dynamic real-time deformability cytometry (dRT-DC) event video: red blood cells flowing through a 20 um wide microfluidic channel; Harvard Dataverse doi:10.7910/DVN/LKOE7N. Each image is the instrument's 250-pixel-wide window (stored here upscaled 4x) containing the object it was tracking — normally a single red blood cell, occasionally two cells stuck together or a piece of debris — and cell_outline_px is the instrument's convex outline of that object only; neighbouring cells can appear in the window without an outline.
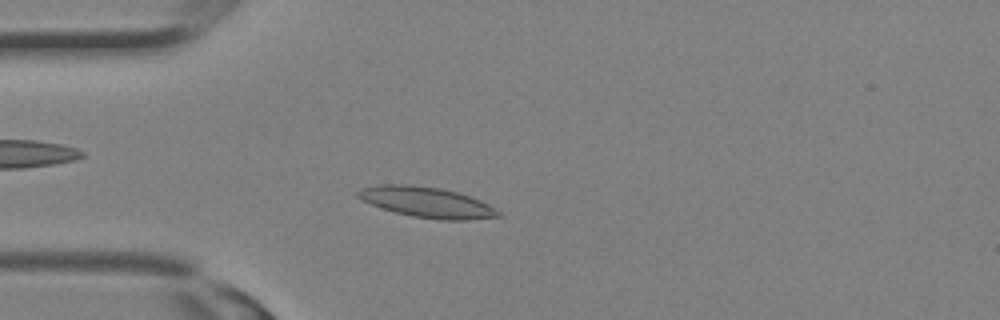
{"species": "Egyptian fruit bat (a non-hibernating species)", "species_latin": "Rousettus aegyptiacus", "temperature_condition": "room temperature", "stored_images_in_passage": 19, "camera_frame_rate_fps": 3000, "um_per_image_px": 0.085, "animal": {"sex": "female"}, "frame": {"image": 1, "passage_image": 7, "time_ms": 2.0, "image_size_px": [1000, 320], "cell_outline_px": [[504, 216], [468, 220], [440, 220], [412, 216], [396, 212], [372, 204], [356, 196], [356, 192], [364, 188], [380, 184], [412, 184], [440, 188], [472, 196], [488, 204], [500, 212]], "centroid_in_image_um": [36.34, 17.19], "position_along_channel_um": 48.7, "area_um2": 24.85}}
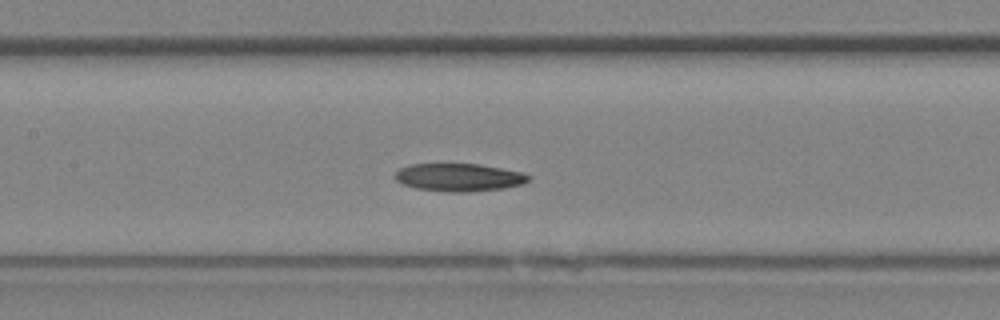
{"frame": {"image": 2, "passage_image": 13, "time_ms": 4.0, "image_size_px": [1000, 320], "cell_outline_px": [[532, 176], [528, 180], [520, 184], [504, 188], [468, 192], [452, 192], [416, 188], [404, 184], [396, 180], [392, 176], [400, 168], [412, 164], [480, 164], [520, 172]], "centroid_in_image_um": [38.98, 15.07], "position_along_channel_um": 168.4, "area_um2": 21.44}}
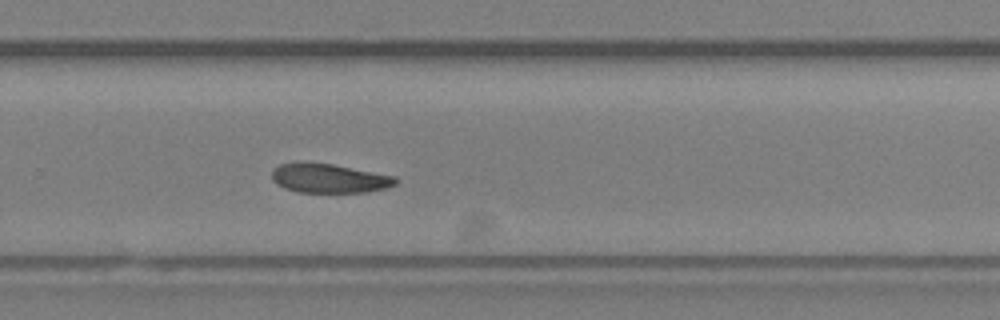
{"frame": {"image": 3, "passage_image": 19, "time_ms": 6.0, "image_size_px": [1000, 320], "cell_outline_px": [[396, 184], [388, 188], [368, 192], [300, 192], [284, 188], [276, 184], [272, 180], [272, 168], [280, 164], [332, 164], [396, 176]], "centroid_in_image_um": [28.01, 15.18], "position_along_channel_um": 301.8, "area_um2": 20.69}}